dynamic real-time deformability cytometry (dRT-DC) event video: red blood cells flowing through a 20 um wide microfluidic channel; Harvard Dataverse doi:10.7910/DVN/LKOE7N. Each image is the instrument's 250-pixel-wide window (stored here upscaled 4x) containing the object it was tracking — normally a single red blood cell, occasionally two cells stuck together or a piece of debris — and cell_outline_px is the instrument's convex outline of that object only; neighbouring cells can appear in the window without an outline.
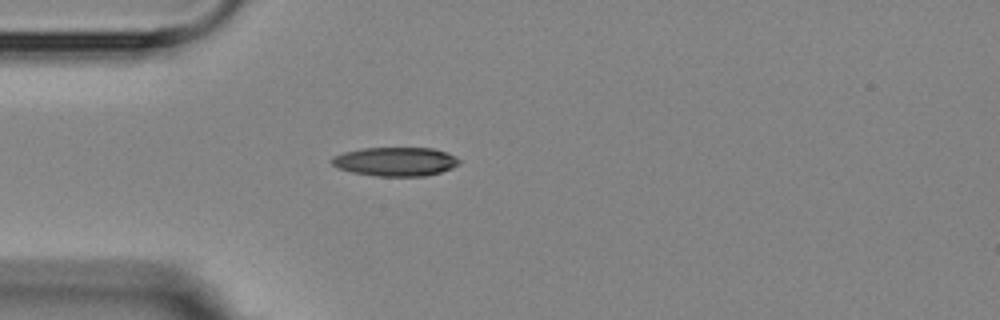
{"species": "Egyptian fruit bat (a non-hibernating species)", "species_latin": "Rousettus aegyptiacus", "temperature_condition": "room temperature", "stored_images_in_passage": 1, "camera_frame_rate_fps": 3000, "um_per_image_px": 0.085, "animal": {"sex": "female"}, "frame": {"image": 1, "passage_image": 1, "time_ms": 0.0, "image_size_px": [1000, 320], "cell_outline_px": [[460, 164], [452, 168], [440, 172], [424, 176], [376, 176], [352, 172], [336, 168], [332, 164], [332, 156], [344, 152], [364, 148], [432, 148], [448, 152], [460, 160]], "centroid_in_image_um": [33.62, 13.73], "position_along_channel_um": 51.4, "area_um2": 21.5}}